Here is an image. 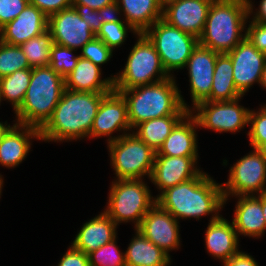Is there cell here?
<instances>
[{
    "mask_svg": "<svg viewBox=\"0 0 266 266\" xmlns=\"http://www.w3.org/2000/svg\"><path fill=\"white\" fill-rule=\"evenodd\" d=\"M156 203L177 220L199 221L210 215L209 222L218 219L225 207L222 185L204 170L195 178L167 188L156 198Z\"/></svg>",
    "mask_w": 266,
    "mask_h": 266,
    "instance_id": "obj_1",
    "label": "cell"
},
{
    "mask_svg": "<svg viewBox=\"0 0 266 266\" xmlns=\"http://www.w3.org/2000/svg\"><path fill=\"white\" fill-rule=\"evenodd\" d=\"M107 93L65 89L51 118L40 129V141L61 143L89 138L100 102Z\"/></svg>",
    "mask_w": 266,
    "mask_h": 266,
    "instance_id": "obj_2",
    "label": "cell"
},
{
    "mask_svg": "<svg viewBox=\"0 0 266 266\" xmlns=\"http://www.w3.org/2000/svg\"><path fill=\"white\" fill-rule=\"evenodd\" d=\"M176 77L121 90L127 102L128 120L132 130L140 123L169 115H187L191 111L178 88Z\"/></svg>",
    "mask_w": 266,
    "mask_h": 266,
    "instance_id": "obj_3",
    "label": "cell"
},
{
    "mask_svg": "<svg viewBox=\"0 0 266 266\" xmlns=\"http://www.w3.org/2000/svg\"><path fill=\"white\" fill-rule=\"evenodd\" d=\"M246 0H213L199 44L219 54L229 53L246 36Z\"/></svg>",
    "mask_w": 266,
    "mask_h": 266,
    "instance_id": "obj_4",
    "label": "cell"
},
{
    "mask_svg": "<svg viewBox=\"0 0 266 266\" xmlns=\"http://www.w3.org/2000/svg\"><path fill=\"white\" fill-rule=\"evenodd\" d=\"M64 90V78L50 66L33 67L30 84L13 122L41 129L51 118Z\"/></svg>",
    "mask_w": 266,
    "mask_h": 266,
    "instance_id": "obj_5",
    "label": "cell"
},
{
    "mask_svg": "<svg viewBox=\"0 0 266 266\" xmlns=\"http://www.w3.org/2000/svg\"><path fill=\"white\" fill-rule=\"evenodd\" d=\"M146 179L113 180L103 210L116 224L132 222L137 229L147 212L156 204V196ZM146 182V183H145Z\"/></svg>",
    "mask_w": 266,
    "mask_h": 266,
    "instance_id": "obj_6",
    "label": "cell"
},
{
    "mask_svg": "<svg viewBox=\"0 0 266 266\" xmlns=\"http://www.w3.org/2000/svg\"><path fill=\"white\" fill-rule=\"evenodd\" d=\"M130 49L124 68L111 74L113 88L117 92L162 81L170 76L164 70L153 43L144 33H138Z\"/></svg>",
    "mask_w": 266,
    "mask_h": 266,
    "instance_id": "obj_7",
    "label": "cell"
},
{
    "mask_svg": "<svg viewBox=\"0 0 266 266\" xmlns=\"http://www.w3.org/2000/svg\"><path fill=\"white\" fill-rule=\"evenodd\" d=\"M110 165L115 180L144 179L149 180L155 154L134 132L124 134L115 141L107 143Z\"/></svg>",
    "mask_w": 266,
    "mask_h": 266,
    "instance_id": "obj_8",
    "label": "cell"
},
{
    "mask_svg": "<svg viewBox=\"0 0 266 266\" xmlns=\"http://www.w3.org/2000/svg\"><path fill=\"white\" fill-rule=\"evenodd\" d=\"M144 34L153 43L164 70L172 77L174 71L184 70L187 60L199 44L198 38L170 25L162 18Z\"/></svg>",
    "mask_w": 266,
    "mask_h": 266,
    "instance_id": "obj_9",
    "label": "cell"
},
{
    "mask_svg": "<svg viewBox=\"0 0 266 266\" xmlns=\"http://www.w3.org/2000/svg\"><path fill=\"white\" fill-rule=\"evenodd\" d=\"M252 150L230 167L227 182L221 183L225 205L231 196L266 193V158Z\"/></svg>",
    "mask_w": 266,
    "mask_h": 266,
    "instance_id": "obj_10",
    "label": "cell"
},
{
    "mask_svg": "<svg viewBox=\"0 0 266 266\" xmlns=\"http://www.w3.org/2000/svg\"><path fill=\"white\" fill-rule=\"evenodd\" d=\"M243 97L233 101H204L193 108L190 113L197 119L199 128L218 133H239L249 126L250 109L239 105Z\"/></svg>",
    "mask_w": 266,
    "mask_h": 266,
    "instance_id": "obj_11",
    "label": "cell"
},
{
    "mask_svg": "<svg viewBox=\"0 0 266 266\" xmlns=\"http://www.w3.org/2000/svg\"><path fill=\"white\" fill-rule=\"evenodd\" d=\"M132 131L128 120L127 102L120 92L113 89L100 102L89 139L107 137L106 143H109ZM116 132L122 134L113 135Z\"/></svg>",
    "mask_w": 266,
    "mask_h": 266,
    "instance_id": "obj_12",
    "label": "cell"
},
{
    "mask_svg": "<svg viewBox=\"0 0 266 266\" xmlns=\"http://www.w3.org/2000/svg\"><path fill=\"white\" fill-rule=\"evenodd\" d=\"M233 65V79L237 90L245 96L254 84H260L266 53L259 51L247 38L227 53Z\"/></svg>",
    "mask_w": 266,
    "mask_h": 266,
    "instance_id": "obj_13",
    "label": "cell"
},
{
    "mask_svg": "<svg viewBox=\"0 0 266 266\" xmlns=\"http://www.w3.org/2000/svg\"><path fill=\"white\" fill-rule=\"evenodd\" d=\"M48 31L51 33L53 43L74 50H81L86 43L96 37L74 7L49 16Z\"/></svg>",
    "mask_w": 266,
    "mask_h": 266,
    "instance_id": "obj_14",
    "label": "cell"
},
{
    "mask_svg": "<svg viewBox=\"0 0 266 266\" xmlns=\"http://www.w3.org/2000/svg\"><path fill=\"white\" fill-rule=\"evenodd\" d=\"M179 222L156 203L143 217L137 230L171 257L169 252L178 250L181 245Z\"/></svg>",
    "mask_w": 266,
    "mask_h": 266,
    "instance_id": "obj_15",
    "label": "cell"
},
{
    "mask_svg": "<svg viewBox=\"0 0 266 266\" xmlns=\"http://www.w3.org/2000/svg\"><path fill=\"white\" fill-rule=\"evenodd\" d=\"M213 0H172L163 5L162 19L199 39Z\"/></svg>",
    "mask_w": 266,
    "mask_h": 266,
    "instance_id": "obj_16",
    "label": "cell"
},
{
    "mask_svg": "<svg viewBox=\"0 0 266 266\" xmlns=\"http://www.w3.org/2000/svg\"><path fill=\"white\" fill-rule=\"evenodd\" d=\"M218 54L198 44L187 60L185 68L188 70L190 83L191 110L210 96Z\"/></svg>",
    "mask_w": 266,
    "mask_h": 266,
    "instance_id": "obj_17",
    "label": "cell"
},
{
    "mask_svg": "<svg viewBox=\"0 0 266 266\" xmlns=\"http://www.w3.org/2000/svg\"><path fill=\"white\" fill-rule=\"evenodd\" d=\"M198 158L155 155L149 182L155 185L158 193L160 192L156 198L167 188L195 178L202 171L197 164Z\"/></svg>",
    "mask_w": 266,
    "mask_h": 266,
    "instance_id": "obj_18",
    "label": "cell"
},
{
    "mask_svg": "<svg viewBox=\"0 0 266 266\" xmlns=\"http://www.w3.org/2000/svg\"><path fill=\"white\" fill-rule=\"evenodd\" d=\"M40 139V129L14 123L0 140V165L7 169L19 166L31 150L32 140ZM0 178L4 179L0 173Z\"/></svg>",
    "mask_w": 266,
    "mask_h": 266,
    "instance_id": "obj_19",
    "label": "cell"
},
{
    "mask_svg": "<svg viewBox=\"0 0 266 266\" xmlns=\"http://www.w3.org/2000/svg\"><path fill=\"white\" fill-rule=\"evenodd\" d=\"M47 30L48 17L36 6L28 4L14 20L0 29V41L19 46Z\"/></svg>",
    "mask_w": 266,
    "mask_h": 266,
    "instance_id": "obj_20",
    "label": "cell"
},
{
    "mask_svg": "<svg viewBox=\"0 0 266 266\" xmlns=\"http://www.w3.org/2000/svg\"><path fill=\"white\" fill-rule=\"evenodd\" d=\"M234 218L232 222L240 237H252L259 239L265 235L266 221L262 211L261 195H239L235 196Z\"/></svg>",
    "mask_w": 266,
    "mask_h": 266,
    "instance_id": "obj_21",
    "label": "cell"
},
{
    "mask_svg": "<svg viewBox=\"0 0 266 266\" xmlns=\"http://www.w3.org/2000/svg\"><path fill=\"white\" fill-rule=\"evenodd\" d=\"M204 240L207 253L214 259L220 260L221 263L240 251L239 236L234 224L222 215L218 219L208 222Z\"/></svg>",
    "mask_w": 266,
    "mask_h": 266,
    "instance_id": "obj_22",
    "label": "cell"
},
{
    "mask_svg": "<svg viewBox=\"0 0 266 266\" xmlns=\"http://www.w3.org/2000/svg\"><path fill=\"white\" fill-rule=\"evenodd\" d=\"M117 224L103 211L83 223L71 245L85 254L111 242L118 235Z\"/></svg>",
    "mask_w": 266,
    "mask_h": 266,
    "instance_id": "obj_23",
    "label": "cell"
},
{
    "mask_svg": "<svg viewBox=\"0 0 266 266\" xmlns=\"http://www.w3.org/2000/svg\"><path fill=\"white\" fill-rule=\"evenodd\" d=\"M197 119L189 112L172 130L155 155L199 157Z\"/></svg>",
    "mask_w": 266,
    "mask_h": 266,
    "instance_id": "obj_24",
    "label": "cell"
},
{
    "mask_svg": "<svg viewBox=\"0 0 266 266\" xmlns=\"http://www.w3.org/2000/svg\"><path fill=\"white\" fill-rule=\"evenodd\" d=\"M102 68L90 60L79 57L73 71L65 78V89L82 92H111L113 79L105 77L102 79Z\"/></svg>",
    "mask_w": 266,
    "mask_h": 266,
    "instance_id": "obj_25",
    "label": "cell"
},
{
    "mask_svg": "<svg viewBox=\"0 0 266 266\" xmlns=\"http://www.w3.org/2000/svg\"><path fill=\"white\" fill-rule=\"evenodd\" d=\"M122 17L138 33H144L162 18L163 5L158 0H116Z\"/></svg>",
    "mask_w": 266,
    "mask_h": 266,
    "instance_id": "obj_26",
    "label": "cell"
},
{
    "mask_svg": "<svg viewBox=\"0 0 266 266\" xmlns=\"http://www.w3.org/2000/svg\"><path fill=\"white\" fill-rule=\"evenodd\" d=\"M135 235L125 250L126 266H170L171 257L148 240L140 231Z\"/></svg>",
    "mask_w": 266,
    "mask_h": 266,
    "instance_id": "obj_27",
    "label": "cell"
},
{
    "mask_svg": "<svg viewBox=\"0 0 266 266\" xmlns=\"http://www.w3.org/2000/svg\"><path fill=\"white\" fill-rule=\"evenodd\" d=\"M243 95L237 90L233 79V65L227 53L218 54L210 96L206 101H233Z\"/></svg>",
    "mask_w": 266,
    "mask_h": 266,
    "instance_id": "obj_28",
    "label": "cell"
},
{
    "mask_svg": "<svg viewBox=\"0 0 266 266\" xmlns=\"http://www.w3.org/2000/svg\"><path fill=\"white\" fill-rule=\"evenodd\" d=\"M185 116L186 115H169L150 119L138 124L132 132L157 153L174 127Z\"/></svg>",
    "mask_w": 266,
    "mask_h": 266,
    "instance_id": "obj_29",
    "label": "cell"
},
{
    "mask_svg": "<svg viewBox=\"0 0 266 266\" xmlns=\"http://www.w3.org/2000/svg\"><path fill=\"white\" fill-rule=\"evenodd\" d=\"M30 78L31 69H20L0 79L1 99L12 104L14 113L22 105Z\"/></svg>",
    "mask_w": 266,
    "mask_h": 266,
    "instance_id": "obj_30",
    "label": "cell"
},
{
    "mask_svg": "<svg viewBox=\"0 0 266 266\" xmlns=\"http://www.w3.org/2000/svg\"><path fill=\"white\" fill-rule=\"evenodd\" d=\"M53 45L51 33L47 30L42 35L31 38L19 45L27 57L31 68L49 66L50 50Z\"/></svg>",
    "mask_w": 266,
    "mask_h": 266,
    "instance_id": "obj_31",
    "label": "cell"
},
{
    "mask_svg": "<svg viewBox=\"0 0 266 266\" xmlns=\"http://www.w3.org/2000/svg\"><path fill=\"white\" fill-rule=\"evenodd\" d=\"M20 69H32L21 48L0 41V79Z\"/></svg>",
    "mask_w": 266,
    "mask_h": 266,
    "instance_id": "obj_32",
    "label": "cell"
},
{
    "mask_svg": "<svg viewBox=\"0 0 266 266\" xmlns=\"http://www.w3.org/2000/svg\"><path fill=\"white\" fill-rule=\"evenodd\" d=\"M128 32H132L135 36L138 34L126 21L107 22L102 24L101 29L96 34V38L102 40L112 50H115V48H119L124 44L128 37Z\"/></svg>",
    "mask_w": 266,
    "mask_h": 266,
    "instance_id": "obj_33",
    "label": "cell"
},
{
    "mask_svg": "<svg viewBox=\"0 0 266 266\" xmlns=\"http://www.w3.org/2000/svg\"><path fill=\"white\" fill-rule=\"evenodd\" d=\"M117 237L88 254L90 266H126L125 252L117 246Z\"/></svg>",
    "mask_w": 266,
    "mask_h": 266,
    "instance_id": "obj_34",
    "label": "cell"
},
{
    "mask_svg": "<svg viewBox=\"0 0 266 266\" xmlns=\"http://www.w3.org/2000/svg\"><path fill=\"white\" fill-rule=\"evenodd\" d=\"M74 49L53 43L50 50L49 66L60 76L65 78L75 68L80 55Z\"/></svg>",
    "mask_w": 266,
    "mask_h": 266,
    "instance_id": "obj_35",
    "label": "cell"
},
{
    "mask_svg": "<svg viewBox=\"0 0 266 266\" xmlns=\"http://www.w3.org/2000/svg\"><path fill=\"white\" fill-rule=\"evenodd\" d=\"M261 106L256 111L251 109L249 112V131L247 137H249V146L257 149L266 140V104Z\"/></svg>",
    "mask_w": 266,
    "mask_h": 266,
    "instance_id": "obj_36",
    "label": "cell"
},
{
    "mask_svg": "<svg viewBox=\"0 0 266 266\" xmlns=\"http://www.w3.org/2000/svg\"><path fill=\"white\" fill-rule=\"evenodd\" d=\"M79 54L81 58L90 60L100 68L102 65L109 62L113 57V50L109 48L102 40L94 38L92 41L86 43Z\"/></svg>",
    "mask_w": 266,
    "mask_h": 266,
    "instance_id": "obj_37",
    "label": "cell"
},
{
    "mask_svg": "<svg viewBox=\"0 0 266 266\" xmlns=\"http://www.w3.org/2000/svg\"><path fill=\"white\" fill-rule=\"evenodd\" d=\"M29 4V0H0V29L14 20Z\"/></svg>",
    "mask_w": 266,
    "mask_h": 266,
    "instance_id": "obj_38",
    "label": "cell"
},
{
    "mask_svg": "<svg viewBox=\"0 0 266 266\" xmlns=\"http://www.w3.org/2000/svg\"><path fill=\"white\" fill-rule=\"evenodd\" d=\"M246 36L259 51L266 53V23L247 20Z\"/></svg>",
    "mask_w": 266,
    "mask_h": 266,
    "instance_id": "obj_39",
    "label": "cell"
},
{
    "mask_svg": "<svg viewBox=\"0 0 266 266\" xmlns=\"http://www.w3.org/2000/svg\"><path fill=\"white\" fill-rule=\"evenodd\" d=\"M29 4L36 6L49 17L61 10L72 7V0H29Z\"/></svg>",
    "mask_w": 266,
    "mask_h": 266,
    "instance_id": "obj_40",
    "label": "cell"
},
{
    "mask_svg": "<svg viewBox=\"0 0 266 266\" xmlns=\"http://www.w3.org/2000/svg\"><path fill=\"white\" fill-rule=\"evenodd\" d=\"M72 7L75 8L79 16L88 24L90 29L97 34L103 24L98 10H93L81 4H72Z\"/></svg>",
    "mask_w": 266,
    "mask_h": 266,
    "instance_id": "obj_41",
    "label": "cell"
},
{
    "mask_svg": "<svg viewBox=\"0 0 266 266\" xmlns=\"http://www.w3.org/2000/svg\"><path fill=\"white\" fill-rule=\"evenodd\" d=\"M56 266H90L88 254L70 245Z\"/></svg>",
    "mask_w": 266,
    "mask_h": 266,
    "instance_id": "obj_42",
    "label": "cell"
},
{
    "mask_svg": "<svg viewBox=\"0 0 266 266\" xmlns=\"http://www.w3.org/2000/svg\"><path fill=\"white\" fill-rule=\"evenodd\" d=\"M98 13L100 14L103 24L107 22L125 21L122 17L121 9L116 1L98 9Z\"/></svg>",
    "mask_w": 266,
    "mask_h": 266,
    "instance_id": "obj_43",
    "label": "cell"
},
{
    "mask_svg": "<svg viewBox=\"0 0 266 266\" xmlns=\"http://www.w3.org/2000/svg\"><path fill=\"white\" fill-rule=\"evenodd\" d=\"M223 266H259L258 262L246 252L239 251L230 259L222 263Z\"/></svg>",
    "mask_w": 266,
    "mask_h": 266,
    "instance_id": "obj_44",
    "label": "cell"
},
{
    "mask_svg": "<svg viewBox=\"0 0 266 266\" xmlns=\"http://www.w3.org/2000/svg\"><path fill=\"white\" fill-rule=\"evenodd\" d=\"M246 1L248 8V19H251V21H255L258 23H266V0H261L258 8H254L255 5L252 0Z\"/></svg>",
    "mask_w": 266,
    "mask_h": 266,
    "instance_id": "obj_45",
    "label": "cell"
},
{
    "mask_svg": "<svg viewBox=\"0 0 266 266\" xmlns=\"http://www.w3.org/2000/svg\"><path fill=\"white\" fill-rule=\"evenodd\" d=\"M116 0H72V4H81L92 8L93 10H98L104 6L110 5Z\"/></svg>",
    "mask_w": 266,
    "mask_h": 266,
    "instance_id": "obj_46",
    "label": "cell"
},
{
    "mask_svg": "<svg viewBox=\"0 0 266 266\" xmlns=\"http://www.w3.org/2000/svg\"><path fill=\"white\" fill-rule=\"evenodd\" d=\"M259 86H261L262 89L266 90V63L264 65V69H263V72H262V76H261V80H260Z\"/></svg>",
    "mask_w": 266,
    "mask_h": 266,
    "instance_id": "obj_47",
    "label": "cell"
},
{
    "mask_svg": "<svg viewBox=\"0 0 266 266\" xmlns=\"http://www.w3.org/2000/svg\"><path fill=\"white\" fill-rule=\"evenodd\" d=\"M9 127L10 124H8L7 120L5 122L0 121V140L2 135L7 131Z\"/></svg>",
    "mask_w": 266,
    "mask_h": 266,
    "instance_id": "obj_48",
    "label": "cell"
},
{
    "mask_svg": "<svg viewBox=\"0 0 266 266\" xmlns=\"http://www.w3.org/2000/svg\"><path fill=\"white\" fill-rule=\"evenodd\" d=\"M262 211H263V217L266 221V193L262 194Z\"/></svg>",
    "mask_w": 266,
    "mask_h": 266,
    "instance_id": "obj_49",
    "label": "cell"
},
{
    "mask_svg": "<svg viewBox=\"0 0 266 266\" xmlns=\"http://www.w3.org/2000/svg\"><path fill=\"white\" fill-rule=\"evenodd\" d=\"M257 150L266 158V140L257 148Z\"/></svg>",
    "mask_w": 266,
    "mask_h": 266,
    "instance_id": "obj_50",
    "label": "cell"
},
{
    "mask_svg": "<svg viewBox=\"0 0 266 266\" xmlns=\"http://www.w3.org/2000/svg\"><path fill=\"white\" fill-rule=\"evenodd\" d=\"M3 180H4V179H1V178H0V198H1V195H2V194H1V193H2V189H3V187H4V186H3V185H4V181H3Z\"/></svg>",
    "mask_w": 266,
    "mask_h": 266,
    "instance_id": "obj_51",
    "label": "cell"
},
{
    "mask_svg": "<svg viewBox=\"0 0 266 266\" xmlns=\"http://www.w3.org/2000/svg\"><path fill=\"white\" fill-rule=\"evenodd\" d=\"M162 5L166 4L167 2L169 1H172V0H158Z\"/></svg>",
    "mask_w": 266,
    "mask_h": 266,
    "instance_id": "obj_52",
    "label": "cell"
},
{
    "mask_svg": "<svg viewBox=\"0 0 266 266\" xmlns=\"http://www.w3.org/2000/svg\"><path fill=\"white\" fill-rule=\"evenodd\" d=\"M1 102H2V99H1V93H0V106H1Z\"/></svg>",
    "mask_w": 266,
    "mask_h": 266,
    "instance_id": "obj_53",
    "label": "cell"
}]
</instances>
